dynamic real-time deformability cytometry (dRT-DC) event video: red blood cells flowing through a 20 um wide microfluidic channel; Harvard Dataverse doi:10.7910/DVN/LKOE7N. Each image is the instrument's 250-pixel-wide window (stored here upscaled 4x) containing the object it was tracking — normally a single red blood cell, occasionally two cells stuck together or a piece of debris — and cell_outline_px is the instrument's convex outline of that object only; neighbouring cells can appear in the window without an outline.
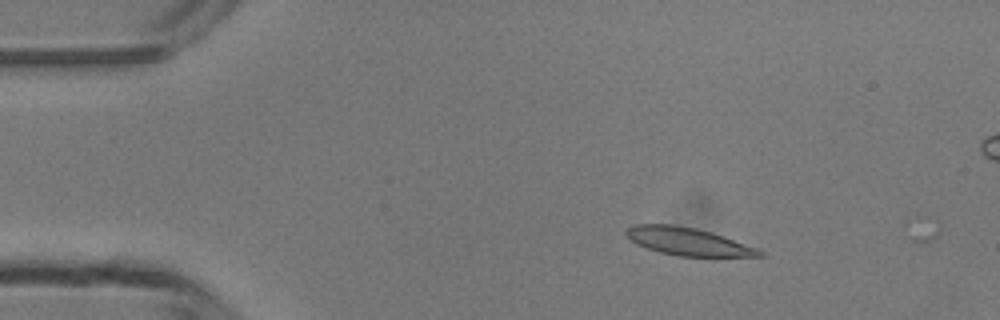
{"species": "common noctule bat (a hibernating species)", "species_latin": "Nyctalus noctula", "temperature_condition": "room temperature", "stored_images_in_passage": 2, "camera_frame_rate_fps": 3000, "um_per_image_px": 0.085, "animal": {"sex": "male", "body_mass_g": 13.3}, "frame": {"image": 1, "passage_image": 1, "time_ms": 0.0, "image_size_px": [1000, 320], "cell_outline_px": [[764, 256], [676, 256], [660, 252], [636, 244], [624, 232], [632, 224], [672, 224], [696, 228], [712, 232], [724, 236], [756, 248], [764, 252]], "centroid_in_image_um": [58.45, 20.51], "position_along_channel_um": 26.5, "area_um2": 21.39}}